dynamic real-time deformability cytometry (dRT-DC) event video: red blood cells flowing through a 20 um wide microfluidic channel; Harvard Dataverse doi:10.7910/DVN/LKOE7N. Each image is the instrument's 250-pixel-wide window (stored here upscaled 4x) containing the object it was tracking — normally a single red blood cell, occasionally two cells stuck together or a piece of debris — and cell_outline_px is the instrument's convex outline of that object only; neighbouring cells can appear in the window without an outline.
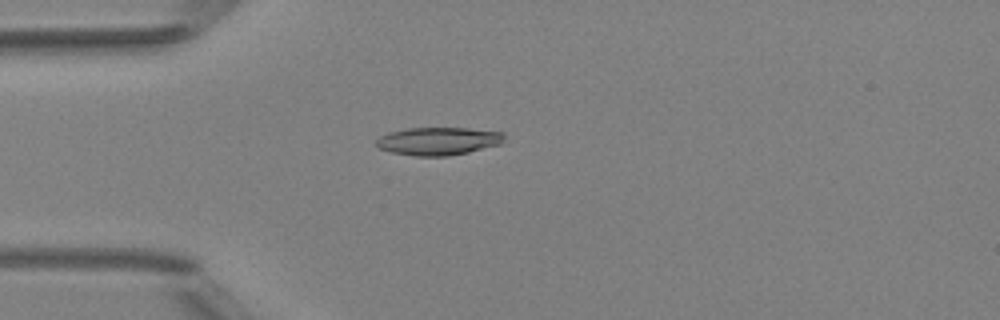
{"species": "Egyptian fruit bat (a non-hibernating species)", "species_latin": "Rousettus aegyptiacus", "temperature_condition": "room temperature", "stored_images_in_passage": 5, "camera_frame_rate_fps": 3000, "um_per_image_px": 0.085, "animal": {"sex": "female"}, "frame": {"image": 1, "passage_image": 4, "time_ms": 3.667, "image_size_px": [1000, 320], "cell_outline_px": [[504, 140], [500, 144], [468, 152], [448, 156], [416, 156], [392, 152], [380, 148], [376, 144], [376, 140], [380, 136], [388, 132], [408, 128], [468, 128], [504, 132]], "centroid_in_image_um": [37.26, 11.99], "position_along_channel_um": 47.7, "area_um2": 20.75}}